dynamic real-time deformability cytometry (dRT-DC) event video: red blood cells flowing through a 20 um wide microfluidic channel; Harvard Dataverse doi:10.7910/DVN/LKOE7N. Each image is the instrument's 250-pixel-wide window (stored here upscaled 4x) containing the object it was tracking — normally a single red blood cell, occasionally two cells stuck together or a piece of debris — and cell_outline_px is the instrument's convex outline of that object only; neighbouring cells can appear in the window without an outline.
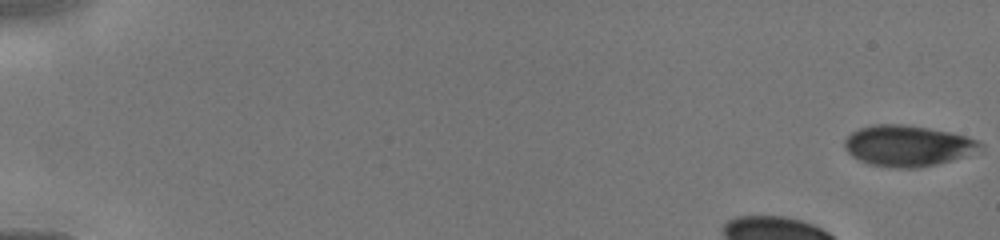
{"species": "human", "species_latin": "Homo sapiens", "temperature_condition": "cold", "stored_images_in_passage": 15, "camera_frame_rate_fps": 3000, "um_per_image_px": 0.085, "donor": {"sex": "male"}, "frame": {"image": 1, "passage_image": 1, "time_ms": 0.0, "image_size_px": [1000, 240], "cell_outline_px": [[984, 152], [936, 164], [916, 168], [888, 168], [868, 164], [852, 156], [844, 148], [844, 140], [852, 132], [860, 128], [872, 124], [904, 124], [928, 128], [968, 136], [980, 140], [984, 144]], "centroid_in_image_um": [77.23, 12.4], "position_along_channel_um": 7.8, "area_um2": 33.0}}